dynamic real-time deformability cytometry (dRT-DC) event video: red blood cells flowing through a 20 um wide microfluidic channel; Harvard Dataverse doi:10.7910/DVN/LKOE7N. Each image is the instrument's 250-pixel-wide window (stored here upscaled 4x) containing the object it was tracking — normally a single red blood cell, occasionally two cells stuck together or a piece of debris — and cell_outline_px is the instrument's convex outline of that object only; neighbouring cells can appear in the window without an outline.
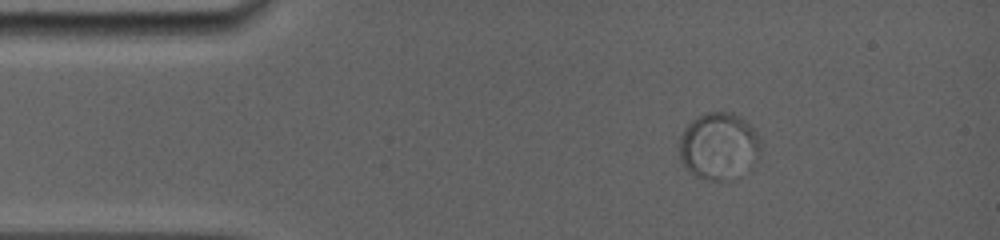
{"species": "common noctule bat (a hibernating species)", "species_latin": "Nyctalus noctula", "temperature_condition": "room temperature", "stored_images_in_passage": 9, "camera_frame_rate_fps": 5000, "um_per_image_px": 0.085, "animal": {"sex": "female", "body_mass_g": 19.0, "forearm_length_mm": 56.7}, "frame": {"image": 1, "passage_image": 3, "time_ms": 1.8, "image_size_px": [1000, 240], "cell_outline_px": [[760, 152], [756, 156], [720, 180], [712, 180], [688, 172], [680, 160], [680, 136], [684, 128], [696, 116], [704, 112], [732, 112], [740, 116], [756, 132], [760, 140]], "centroid_in_image_um": [60.99, 12.29], "position_along_channel_um": 24.0, "area_um2": 30.17}}
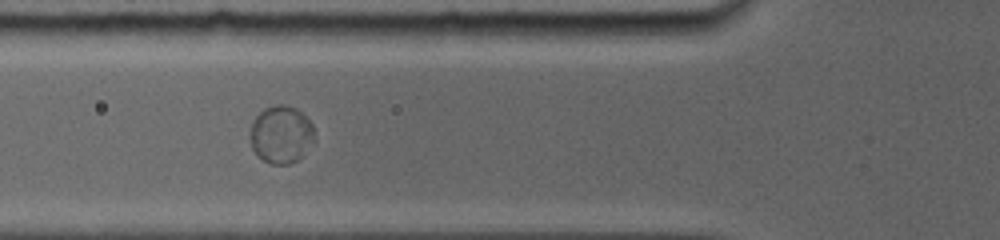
{"frame": {"image": 2, "passage_image": 7, "time_ms": 5.4, "image_size_px": [1000, 240], "cell_outline_px": [[316, 140], [304, 156], [288, 164], [272, 164], [264, 160], [252, 148], [248, 136], [252, 120], [264, 108], [276, 104], [284, 104], [296, 108], [312, 124]], "centroid_in_image_um": [23.9, 11.43], "position_along_channel_um": 101.9, "area_um2": 21.91}}
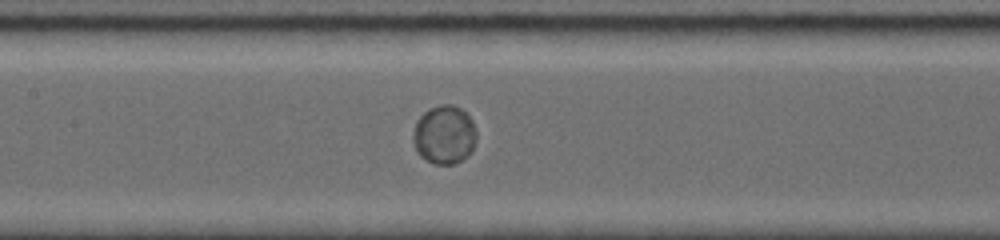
{"frame": {"image": 3, "passage_image": 9, "time_ms": 7.2, "image_size_px": [1000, 240], "cell_outline_px": [[476, 136], [472, 152], [468, 156], [452, 164], [436, 164], [420, 156], [416, 152], [412, 140], [412, 136], [416, 120], [424, 112], [440, 104], [452, 104], [460, 108], [472, 120], [476, 132]], "centroid_in_image_um": [37.75, 11.45], "position_along_channel_um": 169.7, "area_um2": 21.68}}